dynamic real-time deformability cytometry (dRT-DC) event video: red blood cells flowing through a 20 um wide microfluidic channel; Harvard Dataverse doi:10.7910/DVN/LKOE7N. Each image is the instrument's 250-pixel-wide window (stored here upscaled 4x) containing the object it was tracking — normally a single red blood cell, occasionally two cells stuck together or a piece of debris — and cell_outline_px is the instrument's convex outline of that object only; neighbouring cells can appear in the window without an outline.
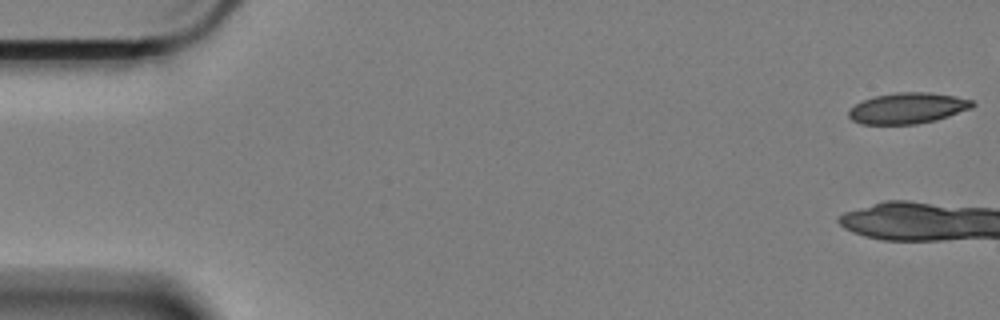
{"species": "Egyptian fruit bat (a non-hibernating species)", "species_latin": "Rousettus aegyptiacus", "temperature_condition": "cold", "stored_images_in_passage": 7, "camera_frame_rate_fps": 3000, "um_per_image_px": 0.085, "animal": {"sex": "female"}, "frame": {"image": 1, "passage_image": 1, "time_ms": 0.0, "image_size_px": [1000, 320], "cell_outline_px": [[976, 104], [972, 108], [936, 120], [916, 124], [860, 124], [852, 120], [848, 116], [848, 112], [856, 104], [864, 100], [876, 96], [896, 92], [928, 92], [956, 96], [972, 100]], "centroid_in_image_um": [77.17, 9.19], "position_along_channel_um": 7.8, "area_um2": 22.2}}